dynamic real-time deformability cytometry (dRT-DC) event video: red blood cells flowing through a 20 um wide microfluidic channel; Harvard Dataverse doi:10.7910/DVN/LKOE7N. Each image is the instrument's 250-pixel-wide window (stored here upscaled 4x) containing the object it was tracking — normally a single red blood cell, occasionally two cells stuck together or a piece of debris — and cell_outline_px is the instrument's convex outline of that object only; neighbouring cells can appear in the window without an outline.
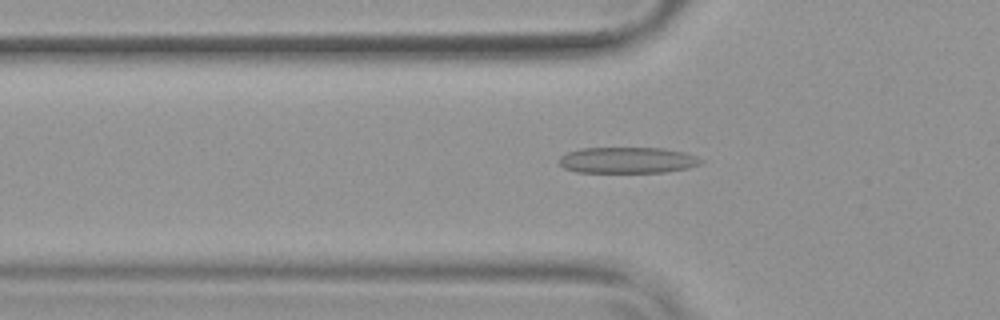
{"species": "common noctule bat (a hibernating species)", "species_latin": "Nyctalus noctula", "temperature_condition": "warm", "stored_images_in_passage": 53, "camera_frame_rate_fps": 3000, "um_per_image_px": 0.085, "animal": {"sex": "female", "body_mass_g": 19.9}, "frame": {"image": 1, "passage_image": 18, "time_ms": 5.667, "image_size_px": [1000, 320], "cell_outline_px": [[704, 160], [700, 164], [688, 168], [664, 172], [576, 172], [564, 168], [560, 164], [560, 156], [568, 152], [580, 148], [664, 148], [684, 152], [696, 156]], "centroid_in_image_um": [53.34, 13.61], "position_along_channel_um": 72.5, "area_um2": 21.56}}
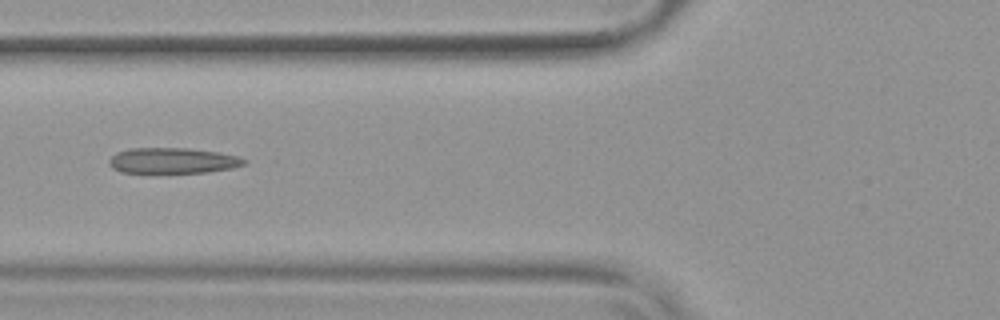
{"frame": {"image": 2, "passage_image": 21, "time_ms": 6.667, "image_size_px": [1000, 320], "cell_outline_px": [[248, 164], [232, 168], [208, 172], [120, 172], [112, 168], [108, 164], [108, 160], [116, 152], [128, 148], [188, 148], [220, 152], [240, 156], [248, 160]], "centroid_in_image_um": [14.72, 13.64], "position_along_channel_um": 111.1, "area_um2": 20.4}}
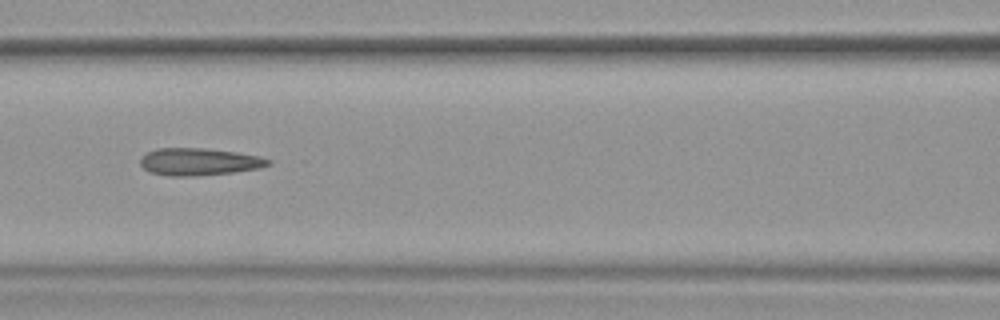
{"frame": {"image": 3, "passage_image": 24, "time_ms": 7.667, "image_size_px": [1000, 320], "cell_outline_px": [[272, 164], [260, 168], [232, 172], [196, 176], [168, 176], [148, 172], [140, 164], [140, 156], [156, 148], [204, 148], [236, 152], [260, 156], [272, 160]], "centroid_in_image_um": [16.91, 13.75], "position_along_channel_um": 149.7, "area_um2": 20.52}, "authors_computed_cell_mechanics": {"area_um2": 20.519, "velocity_mm_per_s": 3.8217, "shape_relaxation_time_tau1_ms": 6.3627, "shape_relaxation_time_tau2_ms": 2.4488, "deformation_change_tau1": 0.1681, "deformation_change_tau2": 0.1454}}